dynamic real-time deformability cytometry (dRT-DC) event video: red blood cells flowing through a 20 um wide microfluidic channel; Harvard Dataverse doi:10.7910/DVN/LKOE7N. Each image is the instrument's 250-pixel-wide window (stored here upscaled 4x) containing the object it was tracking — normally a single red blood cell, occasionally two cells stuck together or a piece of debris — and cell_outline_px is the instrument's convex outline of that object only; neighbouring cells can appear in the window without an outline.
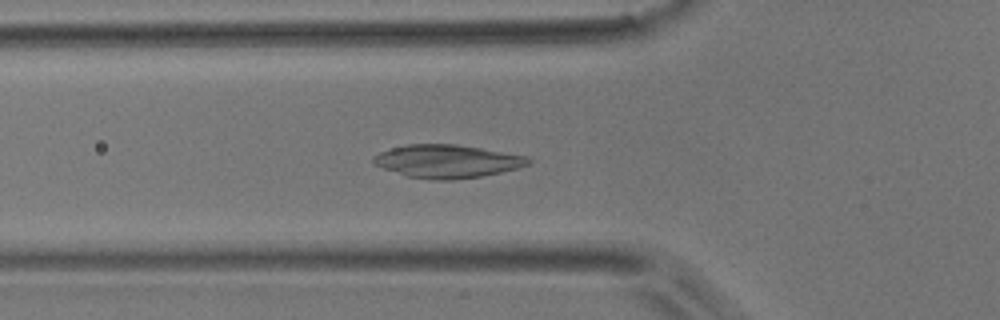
{"species": "common noctule bat (a hibernating species)", "species_latin": "Nyctalus noctula", "temperature_condition": "room temperature", "stored_images_in_passage": 36, "camera_frame_rate_fps": 3000, "um_per_image_px": 0.085, "animal": {"sex": "male", "body_mass_g": 17.9}, "frame": {"image": 1, "passage_image": 6, "time_ms": 1.667, "image_size_px": [1000, 320], "cell_outline_px": [[532, 164], [520, 168], [480, 176], [452, 180], [432, 180], [408, 176], [384, 168], [376, 164], [372, 160], [372, 156], [380, 152], [404, 144], [456, 144], [528, 156], [532, 160]], "centroid_in_image_um": [38.05, 13.7], "position_along_channel_um": 87.8, "area_um2": 29.82}}
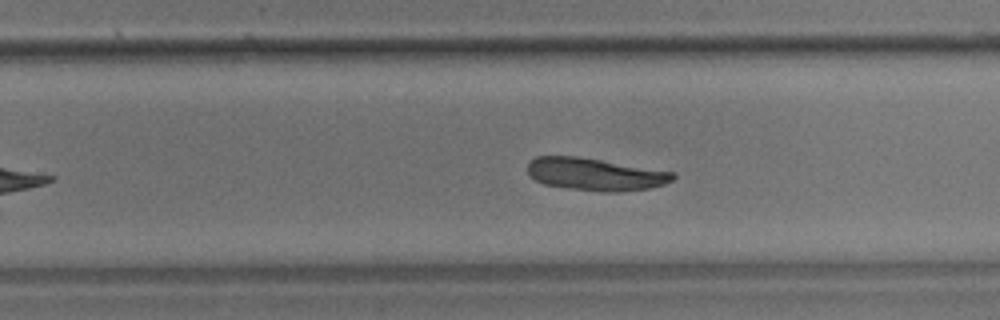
{"frame": {"image": 2, "passage_image": 21, "time_ms": 6.667, "image_size_px": [1000, 320], "cell_outline_px": [[676, 176], [672, 180], [664, 184], [648, 188], [620, 192], [600, 192], [568, 188], [544, 184], [528, 176], [528, 164], [536, 156], [576, 156], [676, 172]], "centroid_in_image_um": [50.6, 14.82], "position_along_channel_um": 279.2, "area_um2": 27.51}}
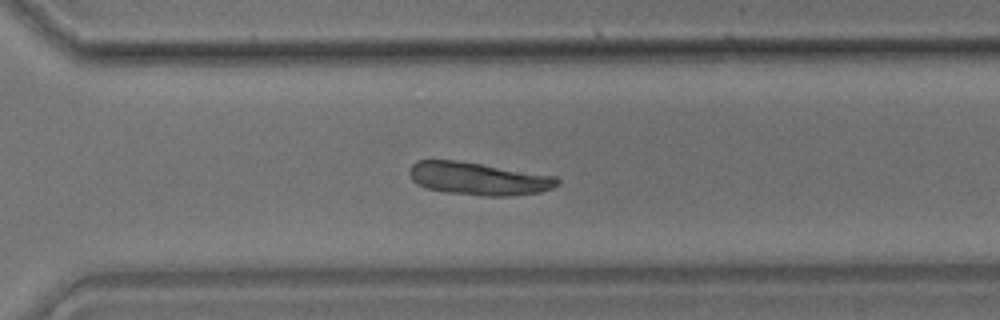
{"frame": {"image": 3, "passage_image": 25, "time_ms": 8.0, "image_size_px": [1000, 320], "cell_outline_px": [[560, 180], [552, 188], [540, 192], [508, 196], [484, 196], [444, 192], [428, 188], [416, 184], [412, 180], [408, 172], [412, 164], [416, 160], [456, 160], [556, 176]], "centroid_in_image_um": [40.63, 15.19], "position_along_channel_um": 330.0, "area_um2": 28.15}}